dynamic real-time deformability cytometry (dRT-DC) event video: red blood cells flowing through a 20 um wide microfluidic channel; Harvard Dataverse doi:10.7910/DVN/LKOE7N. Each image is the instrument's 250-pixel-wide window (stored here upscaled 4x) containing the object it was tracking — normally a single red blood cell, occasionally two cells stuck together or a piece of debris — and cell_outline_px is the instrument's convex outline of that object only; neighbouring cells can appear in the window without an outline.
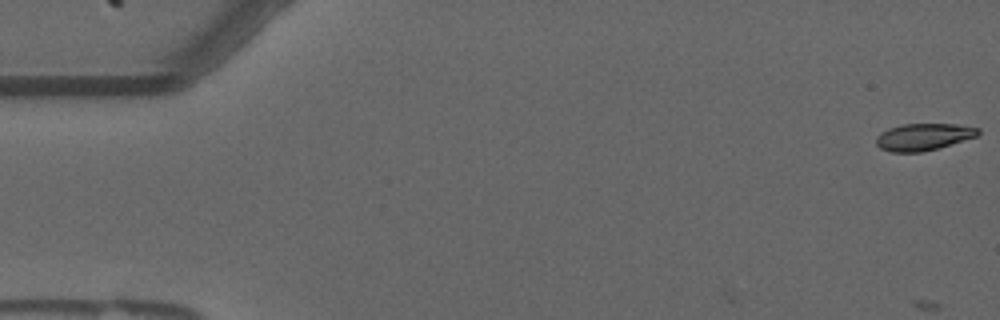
{"species": "common noctule bat (a hibernating species)", "species_latin": "Nyctalus noctula", "temperature_condition": "warm", "stored_images_in_passage": 18, "camera_frame_rate_fps": 3000, "um_per_image_px": 0.085, "animal": {"sex": "male", "forearm_length_mm": 52.5}, "frame": {"image": 1, "passage_image": 1, "time_ms": 0.0, "image_size_px": [1000, 320], "cell_outline_px": [[980, 132], [976, 136], [936, 148], [920, 152], [892, 152], [880, 148], [876, 144], [876, 136], [880, 132], [888, 128], [904, 124], [956, 124], [980, 128]], "centroid_in_image_um": [78.45, 11.62], "position_along_channel_um": 6.6, "area_um2": 15.84}}